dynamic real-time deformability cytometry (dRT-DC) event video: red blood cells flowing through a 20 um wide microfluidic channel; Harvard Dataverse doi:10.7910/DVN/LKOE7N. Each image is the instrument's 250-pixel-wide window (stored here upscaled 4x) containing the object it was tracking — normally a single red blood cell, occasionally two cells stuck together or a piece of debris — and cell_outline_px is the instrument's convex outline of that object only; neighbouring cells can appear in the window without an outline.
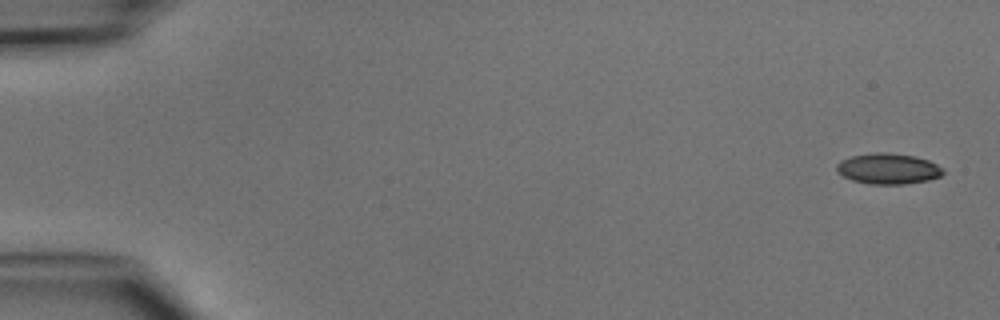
{"species": "common noctule bat (a hibernating species)", "species_latin": "Nyctalus noctula", "temperature_condition": "cold", "stored_images_in_passage": 5, "camera_frame_rate_fps": 3000, "um_per_image_px": 0.085, "animal": {"sex": "male", "body_mass_g": 15.6}, "frame": {"image": 1, "passage_image": 1, "time_ms": 0.0, "image_size_px": [1000, 320], "cell_outline_px": [[944, 172], [940, 176], [928, 180], [904, 184], [868, 184], [852, 180], [836, 172], [836, 164], [840, 160], [852, 156], [876, 152], [884, 152], [916, 156], [928, 160], [944, 168]], "centroid_in_image_um": [75.48, 14.34], "position_along_channel_um": 9.5, "area_um2": 19.13}}
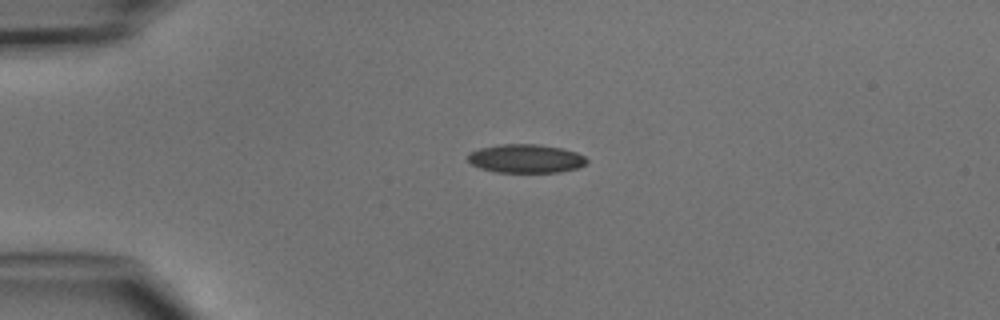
{"frame": {"image": 2, "passage_image": 4, "time_ms": 3.333, "image_size_px": [1000, 320], "cell_outline_px": [[588, 160], [584, 164], [576, 168], [560, 172], [496, 172], [480, 168], [472, 164], [468, 160], [468, 152], [480, 148], [500, 144], [536, 144], [560, 148], [576, 152], [584, 156]], "centroid_in_image_um": [44.66, 13.48], "position_along_channel_um": 40.3, "area_um2": 19.71}}